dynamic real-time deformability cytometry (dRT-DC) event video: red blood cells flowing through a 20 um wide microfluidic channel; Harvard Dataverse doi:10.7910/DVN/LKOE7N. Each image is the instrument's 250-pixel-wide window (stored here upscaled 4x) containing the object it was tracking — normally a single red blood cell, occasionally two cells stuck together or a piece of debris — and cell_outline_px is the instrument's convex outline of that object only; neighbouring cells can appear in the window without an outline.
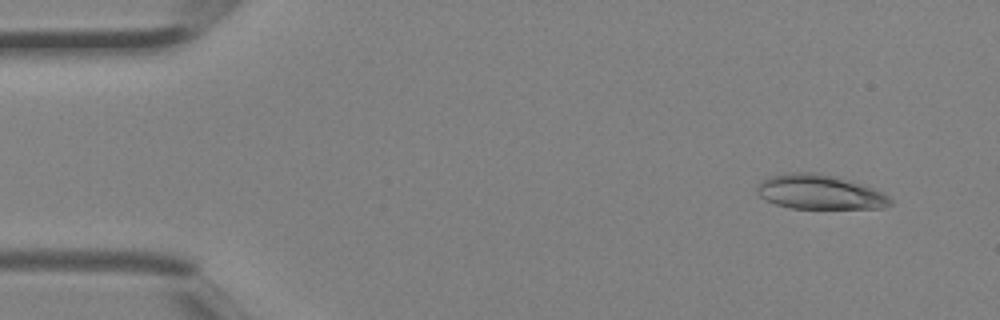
{"species": "Egyptian fruit bat (a non-hibernating species)", "species_latin": "Rousettus aegyptiacus", "temperature_condition": "room temperature", "stored_images_in_passage": 3, "camera_frame_rate_fps": 3000, "um_per_image_px": 0.085, "animal": {"sex": "female"}, "frame": {"image": 1, "passage_image": 1, "time_ms": 0.0, "image_size_px": [1000, 320], "cell_outline_px": [[892, 204], [884, 208], [792, 208], [776, 204], [764, 200], [756, 192], [756, 184], [760, 180], [784, 172], [820, 172], [852, 180], [872, 188], [888, 196], [892, 200]], "centroid_in_image_um": [69.63, 16.3], "position_along_channel_um": 15.4, "area_um2": 27.11}}
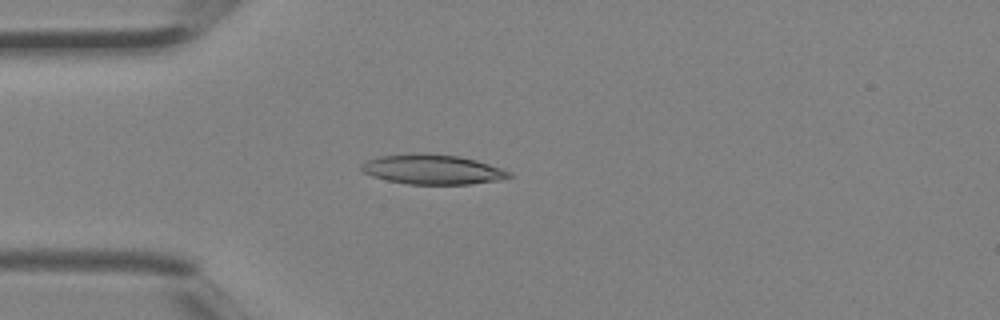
{"frame": {"image": 2, "passage_image": 3, "time_ms": 0.667, "image_size_px": [1000, 320], "cell_outline_px": [[512, 176], [500, 180], [468, 184], [408, 184], [388, 180], [372, 176], [364, 172], [360, 168], [360, 164], [376, 156], [412, 152], [424, 152], [460, 156], [476, 160], [512, 172]], "centroid_in_image_um": [36.73, 14.38], "position_along_channel_um": 48.3, "area_um2": 25.89}}